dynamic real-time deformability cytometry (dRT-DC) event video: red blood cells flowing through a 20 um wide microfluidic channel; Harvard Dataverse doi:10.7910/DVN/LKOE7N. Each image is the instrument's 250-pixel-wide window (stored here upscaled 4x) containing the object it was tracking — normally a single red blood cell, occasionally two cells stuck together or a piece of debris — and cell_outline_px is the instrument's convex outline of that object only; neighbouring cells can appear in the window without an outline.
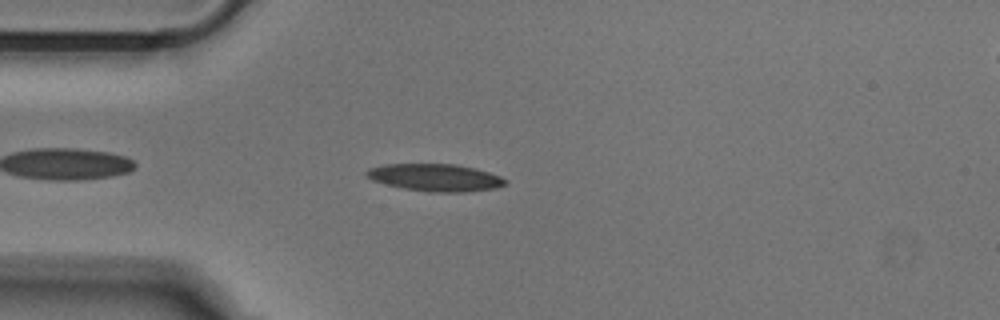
{"species": "Egyptian fruit bat (a non-hibernating species)", "species_latin": "Rousettus aegyptiacus", "temperature_condition": "cold", "stored_images_in_passage": 41, "camera_frame_rate_fps": 3000, "um_per_image_px": 0.085, "animal": {"sex": "male"}, "frame": {"image": 1, "passage_image": 3, "time_ms": 0.667, "image_size_px": [1000, 320], "cell_outline_px": [[508, 184], [496, 188], [464, 192], [428, 192], [404, 188], [384, 184], [372, 180], [364, 176], [364, 172], [368, 168], [384, 164], [456, 164], [476, 168], [500, 176], [508, 180]], "centroid_in_image_um": [36.99, 15.09], "position_along_channel_um": 48.0, "area_um2": 22.37}}
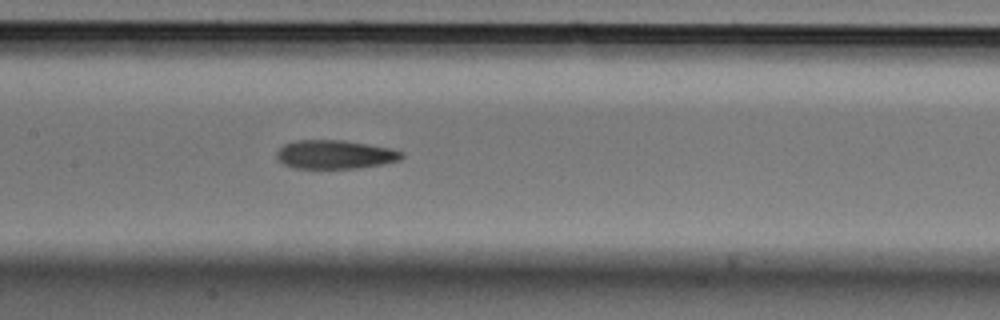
{"frame": {"image": 2, "passage_image": 14, "time_ms": 4.333, "image_size_px": [1000, 320], "cell_outline_px": [[404, 156], [400, 160], [384, 164], [360, 168], [292, 168], [276, 160], [276, 152], [284, 144], [296, 140], [340, 140], [392, 148], [404, 152]], "centroid_in_image_um": [28.47, 13.14], "position_along_channel_um": 178.9, "area_um2": 21.1}}
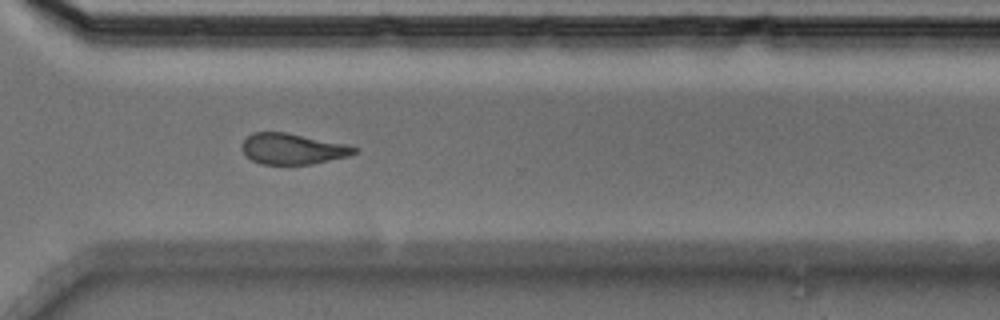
{"frame": {"image": 3, "passage_image": 27, "time_ms": 8.667, "image_size_px": [1000, 320], "cell_outline_px": [[360, 148], [356, 152], [348, 156], [312, 164], [260, 164], [244, 156], [240, 148], [240, 144], [252, 132], [284, 132], [348, 144]], "centroid_in_image_um": [24.84, 12.65], "position_along_channel_um": 345.8, "area_um2": 20.4}}